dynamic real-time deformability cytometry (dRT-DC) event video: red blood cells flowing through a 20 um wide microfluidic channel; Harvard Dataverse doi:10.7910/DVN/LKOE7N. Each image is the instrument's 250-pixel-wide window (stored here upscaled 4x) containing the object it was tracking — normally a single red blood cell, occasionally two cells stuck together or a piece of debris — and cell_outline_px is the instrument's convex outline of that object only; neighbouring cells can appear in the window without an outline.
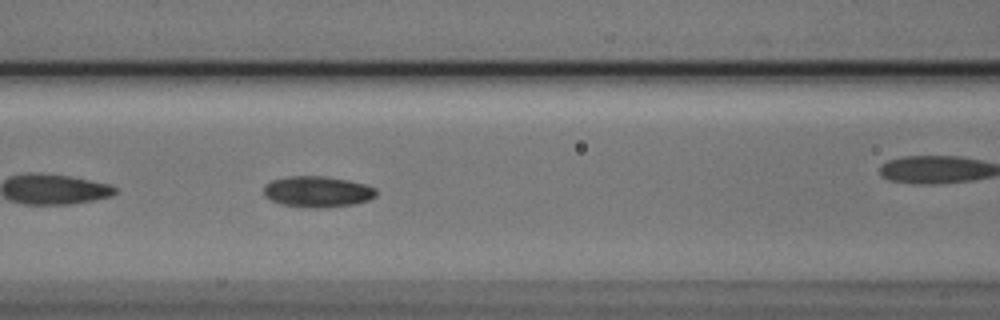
{"species": "Egyptian fruit bat (a non-hibernating species)", "species_latin": "Rousettus aegyptiacus", "temperature_condition": "cold", "stored_images_in_passage": 30, "camera_frame_rate_fps": 3000, "um_per_image_px": 0.085, "animal": {"sex": "male"}, "frame": {"image": 1, "passage_image": 13, "time_ms": 4.0, "image_size_px": [1000, 320], "cell_outline_px": [[376, 196], [368, 200], [352, 204], [320, 208], [312, 208], [280, 204], [264, 196], [264, 184], [272, 180], [288, 176], [328, 176], [348, 180], [364, 184], [376, 188]], "centroid_in_image_um": [26.96, 16.28], "position_along_channel_um": 139.6, "area_um2": 20.35}}